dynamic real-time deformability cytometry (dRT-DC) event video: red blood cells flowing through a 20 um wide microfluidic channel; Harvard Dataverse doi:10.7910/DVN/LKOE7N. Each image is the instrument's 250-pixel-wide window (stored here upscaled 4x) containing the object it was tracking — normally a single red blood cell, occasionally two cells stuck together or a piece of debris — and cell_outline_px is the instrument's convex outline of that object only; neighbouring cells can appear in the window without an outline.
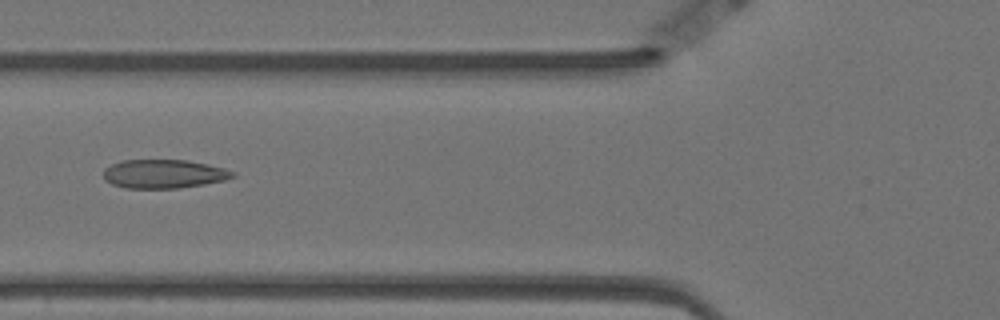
{"species": "Egyptian fruit bat (a non-hibernating species)", "species_latin": "Rousettus aegyptiacus", "temperature_condition": "warm", "stored_images_in_passage": 23, "camera_frame_rate_fps": 3000, "um_per_image_px": 0.085, "animal": {"sex": "female"}, "frame": {"image": 1, "passage_image": 4, "time_ms": 1.0, "image_size_px": [1000, 320], "cell_outline_px": [[236, 176], [224, 180], [204, 184], [180, 188], [124, 188], [112, 184], [104, 180], [104, 168], [112, 164], [124, 160], [188, 160], [208, 164], [224, 168], [236, 172]], "centroid_in_image_um": [13.93, 14.78], "position_along_channel_um": 111.9, "area_um2": 21.73}}
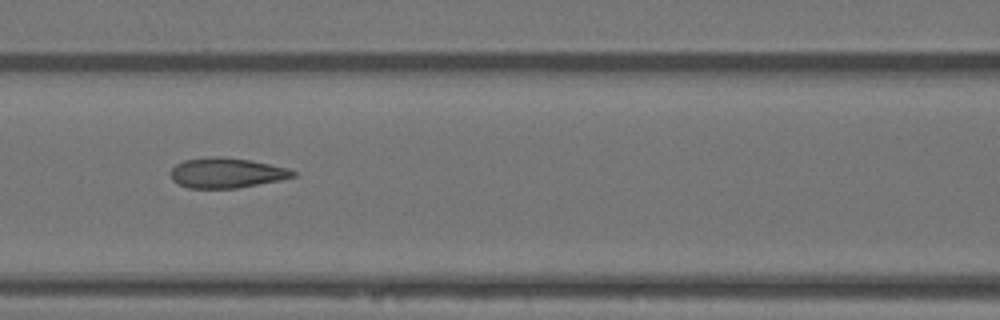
{"frame": {"image": 2, "passage_image": 7, "time_ms": 2.0, "image_size_px": [1000, 320], "cell_outline_px": [[296, 176], [280, 180], [236, 188], [188, 188], [172, 180], [168, 172], [176, 164], [184, 160], [204, 156], [216, 156], [248, 160], [288, 168], [296, 172]], "centroid_in_image_um": [19.2, 14.69], "position_along_channel_um": 147.4, "area_um2": 21.44}}